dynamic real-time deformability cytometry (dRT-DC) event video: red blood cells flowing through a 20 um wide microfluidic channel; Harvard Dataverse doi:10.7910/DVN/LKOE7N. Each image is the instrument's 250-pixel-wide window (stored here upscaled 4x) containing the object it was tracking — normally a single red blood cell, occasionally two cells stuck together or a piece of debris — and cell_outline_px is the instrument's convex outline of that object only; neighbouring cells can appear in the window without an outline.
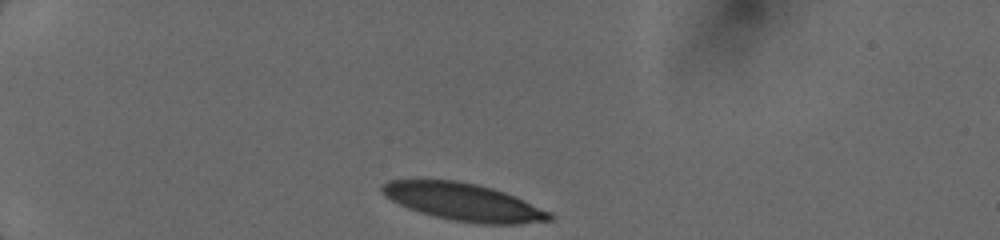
{"species": "human", "species_latin": "Homo sapiens", "temperature_condition": "cold", "stored_images_in_passage": 36, "camera_frame_rate_fps": 3000, "um_per_image_px": 0.085, "donor": {"sex": "female"}, "frame": {"image": 1, "passage_image": 1, "time_ms": 0.0, "image_size_px": [1000, 240], "cell_outline_px": [[556, 216], [552, 220], [520, 224], [484, 224], [452, 220], [420, 212], [408, 208], [384, 196], [380, 192], [380, 184], [388, 180], [416, 176], [456, 180], [476, 184], [492, 188], [516, 196], [552, 212]], "centroid_in_image_um": [39.33, 17.12], "position_along_channel_um": 45.7, "area_um2": 37.69}}
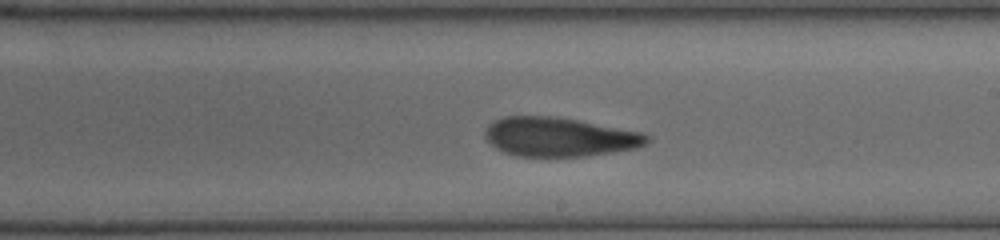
{"frame": {"image": 2, "passage_image": 21, "time_ms": 6.0, "image_size_px": [1000, 240], "cell_outline_px": [[652, 140], [648, 144], [636, 148], [612, 152], [584, 156], [516, 156], [504, 152], [496, 148], [484, 136], [484, 132], [496, 120], [504, 116], [552, 116], [576, 120], [644, 132]], "centroid_in_image_um": [47.59, 11.64], "position_along_channel_um": 241.4, "area_um2": 36.7}}
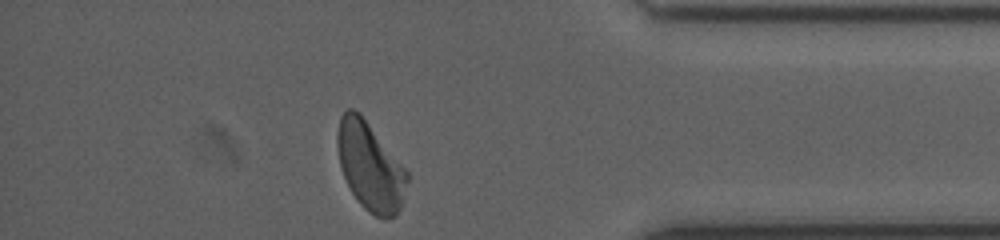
{"frame": {"image": 3, "passage_image": 36, "time_ms": 10.333, "image_size_px": [1000, 240], "cell_outline_px": [[408, 180], [400, 208], [396, 216], [388, 220], [384, 220], [368, 212], [360, 204], [352, 192], [340, 168], [336, 144], [336, 132], [340, 116], [348, 108], [352, 108], [360, 112], [408, 172]], "centroid_in_image_um": [31.44, 14.14], "position_along_channel_um": 403.8, "area_um2": 36.07}}